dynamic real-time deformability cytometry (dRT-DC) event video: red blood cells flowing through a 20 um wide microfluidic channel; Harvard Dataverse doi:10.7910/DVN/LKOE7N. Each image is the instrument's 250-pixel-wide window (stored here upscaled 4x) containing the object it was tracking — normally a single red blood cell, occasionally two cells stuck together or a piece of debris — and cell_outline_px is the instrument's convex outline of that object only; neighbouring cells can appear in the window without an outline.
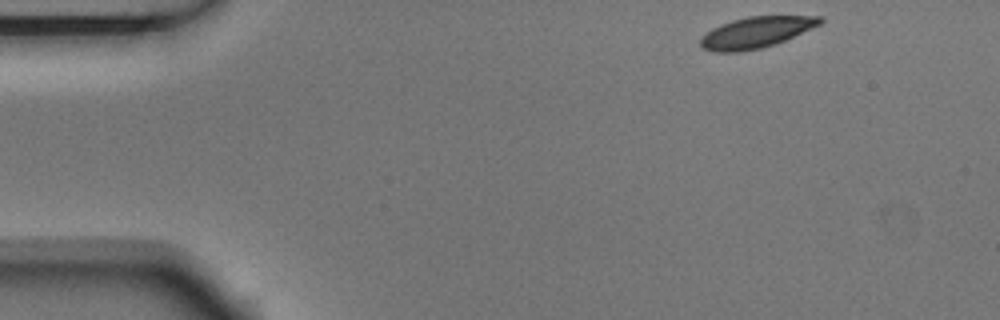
{"species": "Egyptian fruit bat (a non-hibernating species)", "species_latin": "Rousettus aegyptiacus", "temperature_condition": "room temperature", "stored_images_in_passage": 7, "camera_frame_rate_fps": 3000, "um_per_image_px": 0.085, "animal": {"sex": "male"}, "frame": {"image": 1, "passage_image": 1, "time_ms": 0.0, "image_size_px": [1000, 320], "cell_outline_px": [[824, 20], [820, 24], [784, 40], [760, 48], [740, 52], [712, 52], [700, 48], [700, 36], [712, 28], [720, 24], [732, 20], [748, 16], [824, 16]], "centroid_in_image_um": [64.19, 2.75], "position_along_channel_um": 20.8, "area_um2": 21.62}}
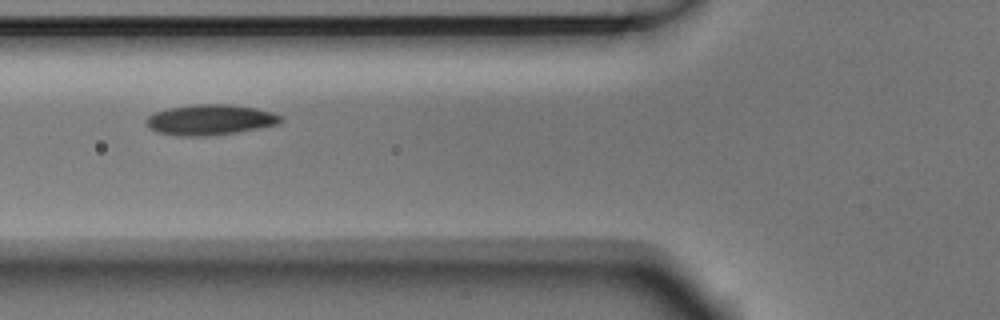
{"frame": {"image": 2, "passage_image": 5, "time_ms": 1.333, "image_size_px": [1000, 320], "cell_outline_px": [[284, 120], [280, 124], [236, 132], [208, 136], [180, 136], [156, 132], [148, 128], [144, 120], [148, 116], [156, 112], [168, 108], [192, 104], [228, 104], [256, 108], [272, 112], [284, 116]], "centroid_in_image_um": [17.87, 10.18], "position_along_channel_um": 107.9, "area_um2": 24.16}}
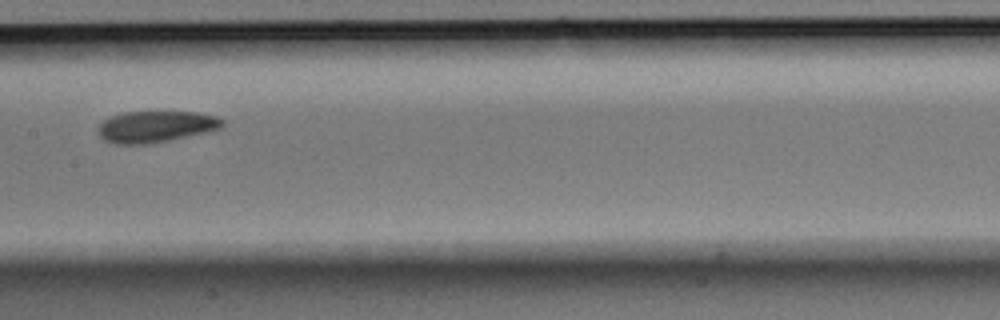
{"frame": {"image": 3, "passage_image": 7, "time_ms": 2.0, "image_size_px": [1000, 320], "cell_outline_px": [[224, 124], [220, 128], [204, 132], [168, 140], [148, 144], [112, 144], [104, 140], [96, 132], [100, 124], [108, 116], [124, 112], [200, 112], [216, 116], [224, 120]], "centroid_in_image_um": [13.19, 10.76], "position_along_channel_um": 194.2, "area_um2": 22.77}}